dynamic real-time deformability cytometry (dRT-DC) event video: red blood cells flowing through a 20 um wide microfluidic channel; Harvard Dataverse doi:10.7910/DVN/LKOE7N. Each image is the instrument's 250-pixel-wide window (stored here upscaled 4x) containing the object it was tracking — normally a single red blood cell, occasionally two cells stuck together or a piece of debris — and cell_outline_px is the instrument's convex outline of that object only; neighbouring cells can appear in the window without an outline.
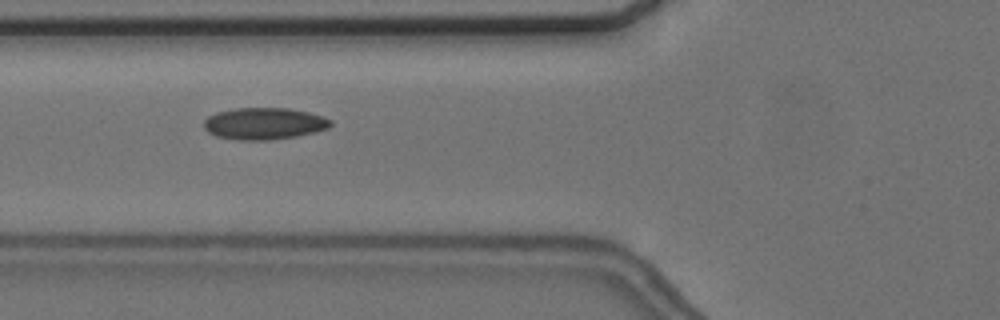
{"species": "common noctule bat (a hibernating species)", "species_latin": "Nyctalus noctula", "temperature_condition": "cold", "stored_images_in_passage": 57, "camera_frame_rate_fps": 3000, "um_per_image_px": 0.085, "animal": {"sex": "female", "body_mass_g": 24.6, "forearm_length_mm": 56.2}, "frame": {"image": 1, "passage_image": 22, "time_ms": 7.0, "image_size_px": [1000, 320], "cell_outline_px": [[332, 124], [328, 128], [316, 132], [296, 136], [268, 140], [236, 140], [216, 136], [208, 132], [204, 128], [204, 120], [208, 116], [216, 112], [236, 108], [288, 108], [308, 112], [324, 116], [332, 120]], "centroid_in_image_um": [22.45, 10.5], "position_along_channel_um": 103.3, "area_um2": 23.64}}
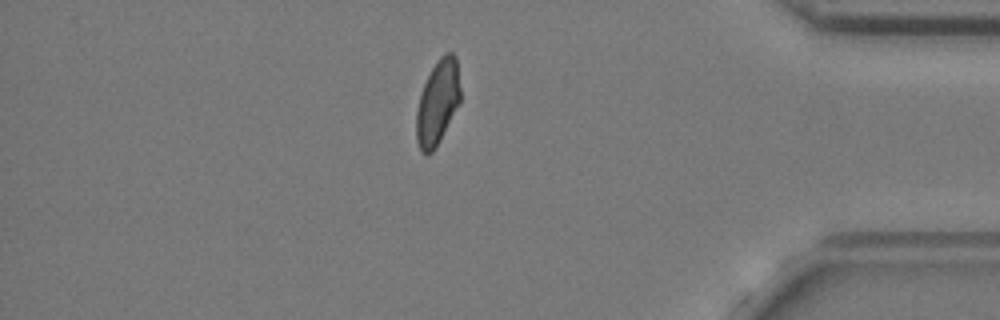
{"frame": {"image": 2, "passage_image": 49, "time_ms": 16.0, "image_size_px": [1000, 320], "cell_outline_px": [[460, 104], [440, 140], [432, 152], [428, 156], [420, 152], [416, 140], [416, 112], [420, 96], [424, 84], [432, 68], [440, 56], [444, 52], [452, 52], [456, 56], [460, 88]], "centroid_in_image_um": [37.2, 8.73], "position_along_channel_um": 398.0, "area_um2": 21.85}}
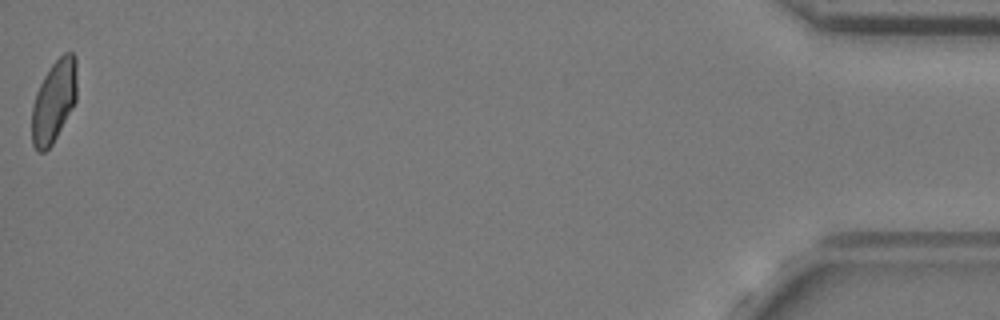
{"frame": {"image": 3, "passage_image": 57, "time_ms": 18.667, "image_size_px": [1000, 320], "cell_outline_px": [[76, 100], [72, 108], [52, 144], [44, 152], [36, 152], [32, 144], [32, 104], [36, 92], [44, 76], [52, 64], [64, 52], [72, 52], [76, 56]], "centroid_in_image_um": [4.57, 8.6], "position_along_channel_um": 430.6, "area_um2": 21.5}, "authors_computed_cell_mechanics": {"area_um2": 22.253, "velocity_mm_per_s": 3.636, "shape_relaxation_time_tau1_ms": null, "shape_relaxation_time_tau2_ms": 1.7328, "deformation_change_tau1": null, "deformation_change_tau2": 0.0747}}